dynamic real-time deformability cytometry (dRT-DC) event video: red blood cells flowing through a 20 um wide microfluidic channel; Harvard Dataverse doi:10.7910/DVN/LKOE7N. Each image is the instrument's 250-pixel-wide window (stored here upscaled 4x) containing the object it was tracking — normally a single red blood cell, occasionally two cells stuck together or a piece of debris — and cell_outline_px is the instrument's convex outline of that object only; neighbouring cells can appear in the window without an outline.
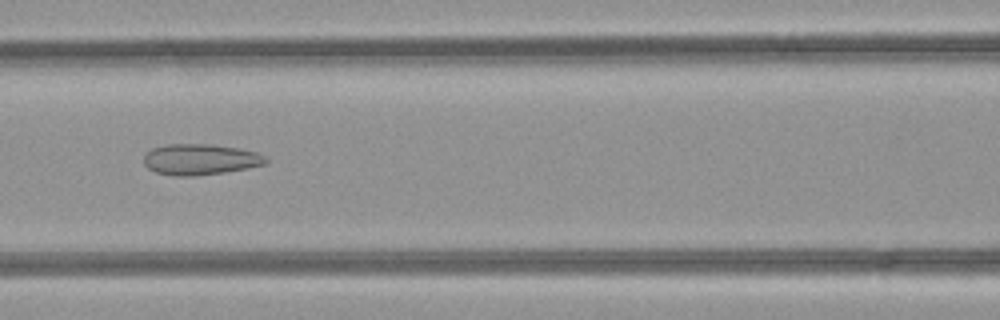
{"species": "common noctule bat (a hibernating species)", "species_latin": "Nyctalus noctula", "temperature_condition": "room temperature", "stored_images_in_passage": 34, "camera_frame_rate_fps": 3000, "um_per_image_px": 0.085, "animal": {"sex": "female", "body_mass_g": 21.9}, "frame": {"image": 1, "passage_image": 6, "time_ms": 1.667, "image_size_px": [1000, 320], "cell_outline_px": [[268, 164], [224, 172], [192, 176], [172, 176], [156, 172], [148, 168], [144, 164], [144, 156], [152, 148], [168, 144], [212, 144], [240, 148], [256, 152], [264, 156], [268, 160]], "centroid_in_image_um": [17.03, 13.55], "position_along_channel_um": 149.6, "area_um2": 22.02}}
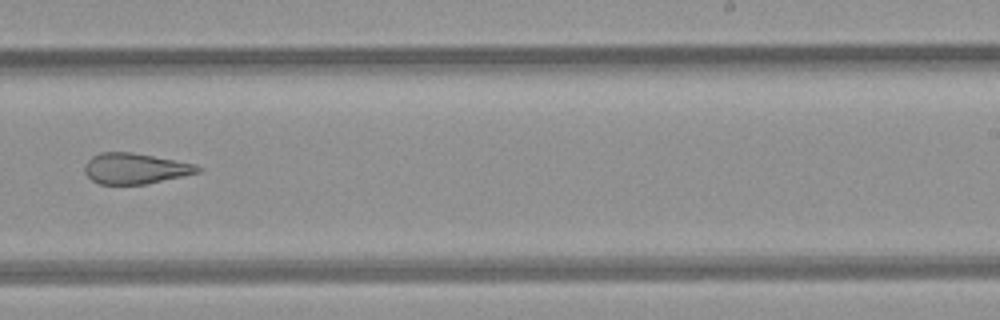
{"frame": {"image": 2, "passage_image": 15, "time_ms": 4.667, "image_size_px": [1000, 320], "cell_outline_px": [[200, 172], [148, 184], [100, 184], [92, 180], [84, 172], [84, 168], [88, 160], [92, 156], [100, 152], [132, 152], [196, 164], [200, 168]], "centroid_in_image_um": [11.48, 14.32], "position_along_channel_um": 277.5, "area_um2": 20.17}}
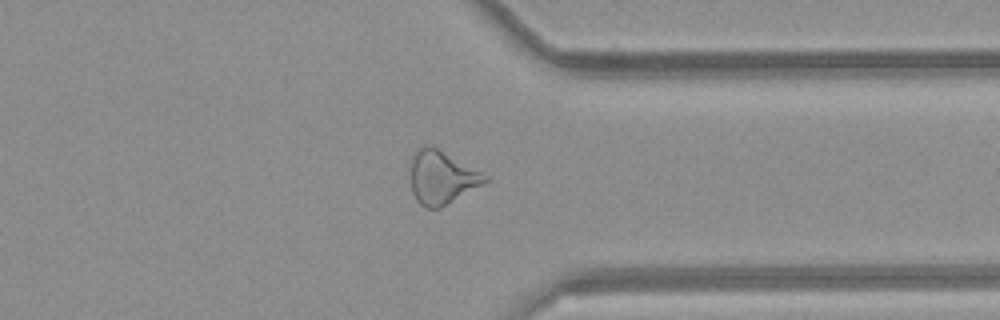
{"frame": {"image": 3, "passage_image": 22, "time_ms": 7.0, "image_size_px": [1000, 320], "cell_outline_px": [[488, 180], [440, 208], [424, 208], [416, 200], [412, 192], [412, 156], [424, 144], [428, 144], [436, 148], [488, 176]], "centroid_in_image_um": [37.51, 15.1], "position_along_channel_um": 373.9, "area_um2": 22.31}}